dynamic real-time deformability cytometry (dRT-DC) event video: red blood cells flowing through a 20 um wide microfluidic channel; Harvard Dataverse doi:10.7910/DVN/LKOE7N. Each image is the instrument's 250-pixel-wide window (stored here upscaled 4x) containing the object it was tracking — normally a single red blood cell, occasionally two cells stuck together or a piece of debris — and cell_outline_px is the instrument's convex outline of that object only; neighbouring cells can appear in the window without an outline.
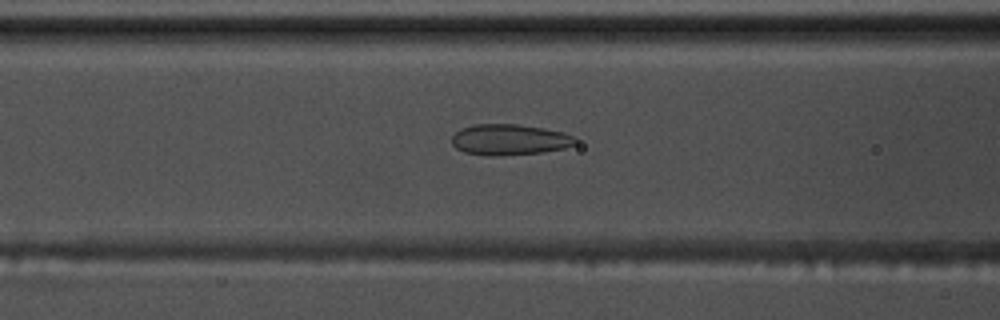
{"species": "common noctule bat (a hibernating species)", "species_latin": "Nyctalus noctula", "temperature_condition": "warm", "stored_images_in_passage": 42, "segment_of_instrument_passage": [1, 2], "camera_frame_rate_fps": 3000, "um_per_image_px": 0.085, "animal": {"sex": "male", "body_mass_g": 17.5, "forearm_length_mm": 52.3}, "frame": {"image": 1, "passage_image": 11, "time_ms": 3.333, "image_size_px": [1000, 320], "cell_outline_px": [[576, 144], [564, 148], [540, 152], [496, 156], [488, 156], [464, 152], [456, 148], [452, 144], [452, 136], [460, 128], [476, 124], [516, 124], [544, 128], [564, 132], [572, 136], [576, 140]], "centroid_in_image_um": [43.28, 11.87], "position_along_channel_um": 123.3, "area_um2": 22.2}}
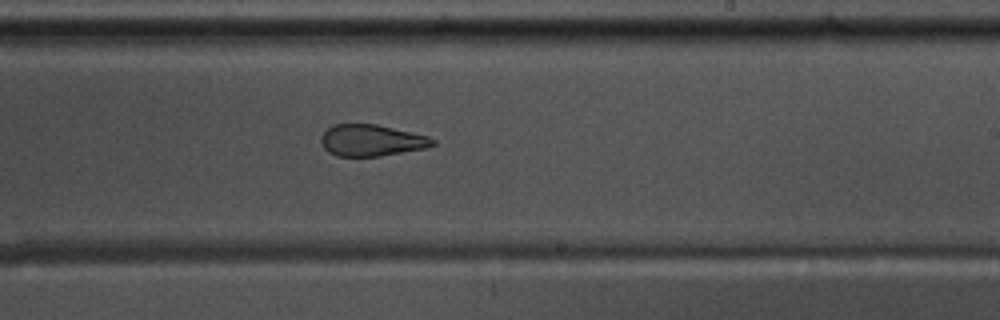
{"frame": {"image": 2, "passage_image": 22, "time_ms": 7.0, "image_size_px": [1000, 320], "cell_outline_px": [[436, 144], [424, 148], [380, 156], [336, 156], [328, 152], [324, 148], [320, 140], [320, 136], [332, 124], [376, 124], [428, 136], [436, 140]], "centroid_in_image_um": [31.55, 11.93], "position_along_channel_um": 257.5, "area_um2": 20.46}}
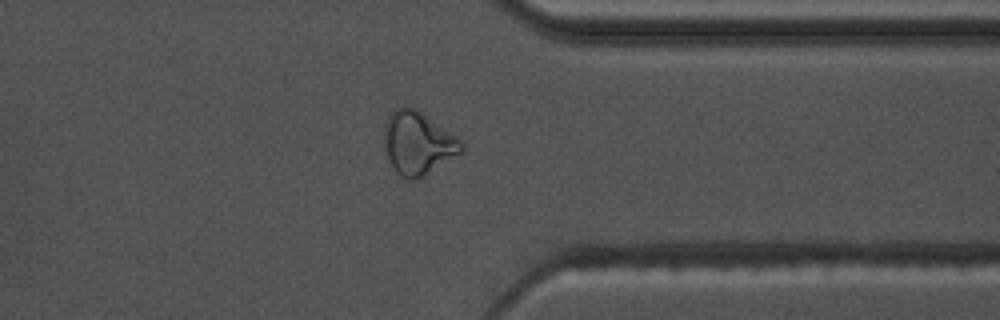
{"frame": {"image": 3, "passage_image": 32, "time_ms": 10.333, "image_size_px": [1000, 320], "cell_outline_px": [[464, 152], [416, 180], [408, 180], [400, 176], [396, 172], [388, 156], [384, 136], [384, 128], [388, 116], [396, 108], [404, 104], [420, 112], [456, 136], [464, 144]], "centroid_in_image_um": [35.54, 12.18], "position_along_channel_um": 375.9, "area_um2": 28.03}}